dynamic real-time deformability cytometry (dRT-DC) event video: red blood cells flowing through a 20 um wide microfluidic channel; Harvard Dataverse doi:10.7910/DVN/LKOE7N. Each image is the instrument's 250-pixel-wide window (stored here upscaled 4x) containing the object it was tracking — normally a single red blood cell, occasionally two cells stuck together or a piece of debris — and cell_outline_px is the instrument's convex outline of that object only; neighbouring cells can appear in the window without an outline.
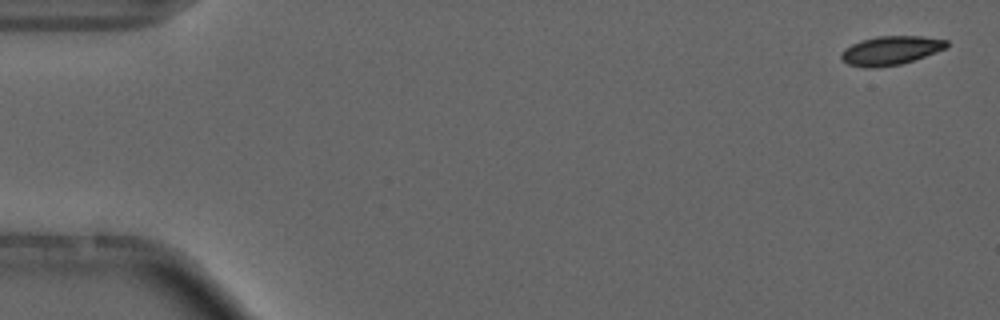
{"species": "common noctule bat (a hibernating species)", "species_latin": "Nyctalus noctula", "temperature_condition": "cold", "stored_images_in_passage": 5, "camera_frame_rate_fps": 3000, "um_per_image_px": 0.085, "animal": {"sex": "male", "forearm_length_mm": 52.5}, "frame": {"image": 1, "passage_image": 1, "time_ms": 0.0, "image_size_px": [1000, 320], "cell_outline_px": [[948, 48], [900, 64], [872, 68], [864, 68], [848, 64], [840, 60], [840, 52], [844, 48], [860, 40], [876, 36], [920, 36], [948, 40]], "centroid_in_image_um": [75.66, 4.29], "position_along_channel_um": 9.3, "area_um2": 17.86}}
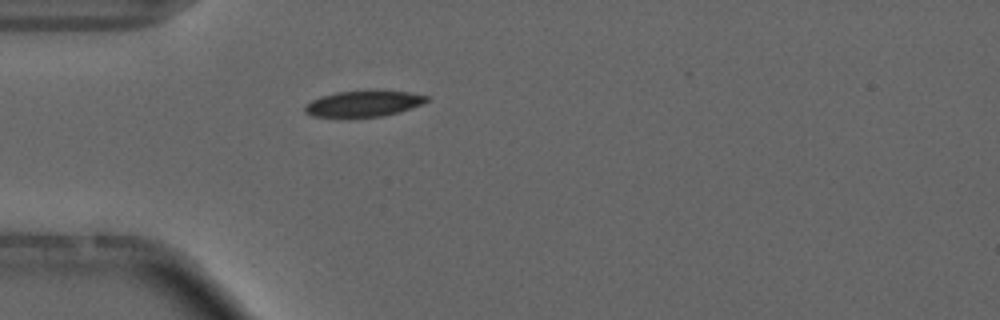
{"frame": {"image": 2, "passage_image": 5, "time_ms": 4.667, "image_size_px": [1000, 320], "cell_outline_px": [[428, 100], [412, 108], [400, 112], [384, 116], [312, 116], [304, 112], [304, 104], [320, 96], [336, 92], [408, 92], [428, 96]], "centroid_in_image_um": [30.86, 8.82], "position_along_channel_um": 54.1, "area_um2": 17.8}}